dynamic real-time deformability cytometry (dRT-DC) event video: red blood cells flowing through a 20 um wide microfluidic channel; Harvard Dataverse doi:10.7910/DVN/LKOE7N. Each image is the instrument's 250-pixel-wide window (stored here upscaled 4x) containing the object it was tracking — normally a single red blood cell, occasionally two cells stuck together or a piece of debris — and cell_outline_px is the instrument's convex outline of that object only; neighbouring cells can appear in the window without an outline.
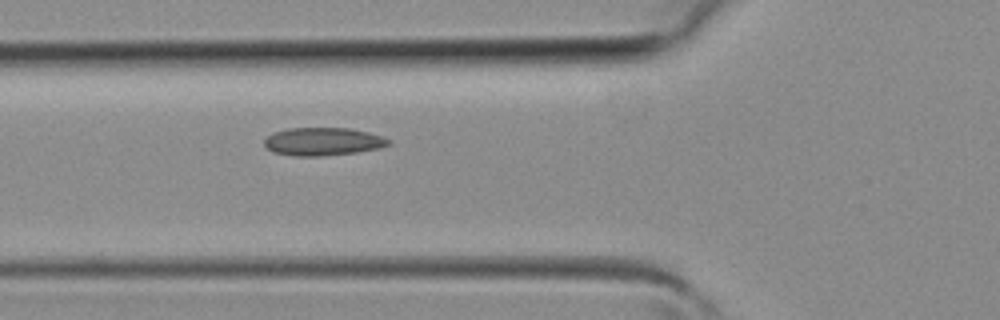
{"species": "common noctule bat (a hibernating species)", "species_latin": "Nyctalus noctula", "temperature_condition": "room temperature", "stored_images_in_passage": 16, "camera_frame_rate_fps": 3000, "um_per_image_px": 0.085, "animal": {"sex": "female", "body_mass_g": 19.3, "forearm_length_mm": 54.1}, "frame": {"image": 1, "passage_image": 15, "time_ms": 4.667, "image_size_px": [1000, 320], "cell_outline_px": [[392, 144], [380, 148], [356, 152], [324, 156], [292, 156], [272, 152], [264, 144], [264, 140], [272, 132], [288, 128], [348, 128], [368, 132], [384, 136], [392, 140]], "centroid_in_image_um": [27.47, 12.03], "position_along_channel_um": 98.3, "area_um2": 20.52}}